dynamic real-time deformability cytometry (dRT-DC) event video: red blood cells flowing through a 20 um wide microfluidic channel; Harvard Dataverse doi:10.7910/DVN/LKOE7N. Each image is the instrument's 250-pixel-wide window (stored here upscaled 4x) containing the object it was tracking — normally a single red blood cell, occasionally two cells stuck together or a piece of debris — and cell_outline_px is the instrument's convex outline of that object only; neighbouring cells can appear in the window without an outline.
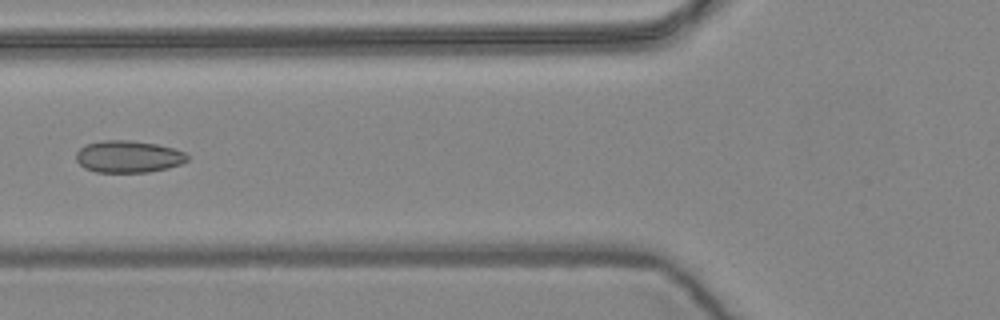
{"species": "common noctule bat (a hibernating species)", "species_latin": "Nyctalus noctula", "temperature_condition": "warm", "stored_images_in_passage": 8, "camera_frame_rate_fps": 3000, "um_per_image_px": 0.085, "animal": {"sex": "female", "body_mass_g": 24.6, "forearm_length_mm": 56.2}, "frame": {"image": 1, "passage_image": 6, "time_ms": 1.667, "image_size_px": [1000, 320], "cell_outline_px": [[188, 160], [180, 164], [168, 168], [148, 172], [96, 172], [84, 168], [76, 160], [76, 152], [84, 144], [104, 140], [128, 140], [156, 144], [172, 148], [184, 152], [188, 156]], "centroid_in_image_um": [10.88, 13.31], "position_along_channel_um": 114.9, "area_um2": 20.75}}
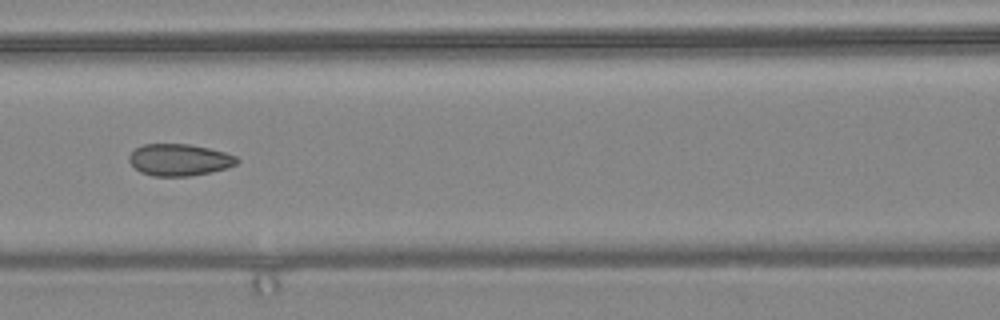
{"frame": {"image": 2, "passage_image": 7, "time_ms": 2.0, "image_size_px": [1000, 320], "cell_outline_px": [[240, 160], [236, 164], [228, 168], [188, 176], [152, 176], [140, 172], [128, 160], [128, 156], [136, 148], [144, 144], [188, 144], [208, 148], [224, 152], [236, 156]], "centroid_in_image_um": [15.24, 13.58], "position_along_channel_um": 151.4, "area_um2": 19.88}}
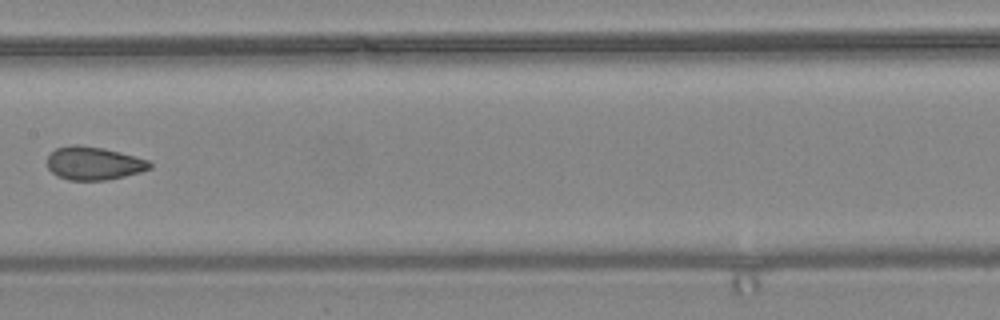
{"frame": {"image": 3, "passage_image": 8, "time_ms": 2.333, "image_size_px": [1000, 320], "cell_outline_px": [[152, 168], [140, 172], [124, 176], [104, 180], [68, 180], [56, 176], [48, 168], [48, 156], [56, 148], [72, 144], [76, 144], [104, 148], [120, 152], [148, 160], [152, 164]], "centroid_in_image_um": [7.96, 13.88], "position_along_channel_um": 199.4, "area_um2": 19.83}}